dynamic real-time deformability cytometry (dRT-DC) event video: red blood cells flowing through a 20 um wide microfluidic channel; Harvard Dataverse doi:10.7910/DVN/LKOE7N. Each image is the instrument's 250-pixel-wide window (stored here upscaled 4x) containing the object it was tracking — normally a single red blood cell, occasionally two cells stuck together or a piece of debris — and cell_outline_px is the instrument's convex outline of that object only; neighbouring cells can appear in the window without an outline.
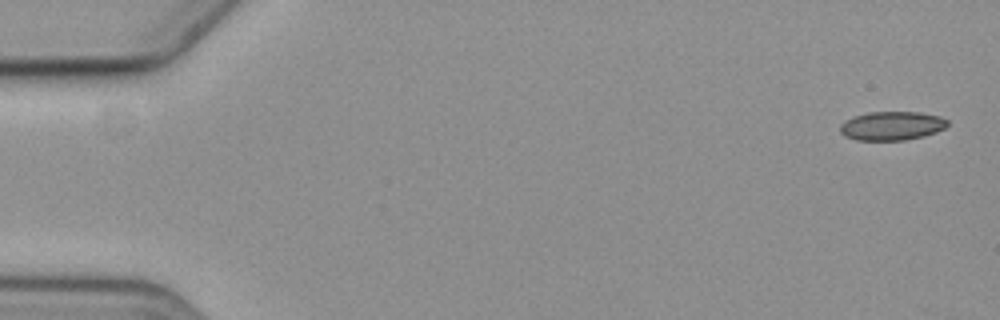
{"species": "common noctule bat (a hibernating species)", "species_latin": "Nyctalus noctula", "temperature_condition": "cold", "stored_images_in_passage": 5, "camera_frame_rate_fps": 3000, "um_per_image_px": 0.085, "animal": {"sex": "female", "body_mass_g": 19.3, "forearm_length_mm": 54.1}, "frame": {"image": 1, "passage_image": 1, "time_ms": 0.0, "image_size_px": [1000, 320], "cell_outline_px": [[948, 124], [944, 128], [936, 132], [924, 136], [904, 140], [856, 140], [844, 136], [840, 132], [840, 124], [856, 116], [868, 112], [920, 112], [940, 116], [948, 120]], "centroid_in_image_um": [75.82, 10.7], "position_along_channel_um": 9.2, "area_um2": 17.98}}